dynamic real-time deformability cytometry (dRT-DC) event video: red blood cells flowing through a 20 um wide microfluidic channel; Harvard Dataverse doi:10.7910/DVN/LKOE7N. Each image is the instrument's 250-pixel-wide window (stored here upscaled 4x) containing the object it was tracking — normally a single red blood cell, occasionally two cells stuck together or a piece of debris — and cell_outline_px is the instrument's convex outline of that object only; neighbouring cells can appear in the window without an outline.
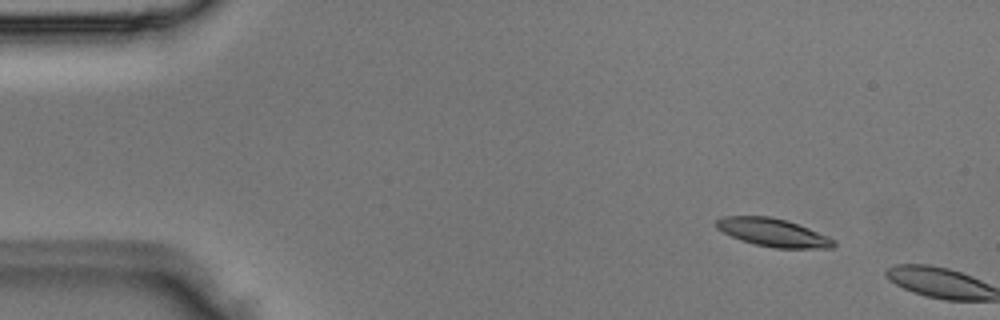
{"species": "Egyptian fruit bat (a non-hibernating species)", "species_latin": "Rousettus aegyptiacus", "temperature_condition": "room temperature", "stored_images_in_passage": 2, "camera_frame_rate_fps": 3000, "um_per_image_px": 0.085, "animal": {"sex": "male"}, "frame": {"image": 1, "passage_image": 1, "time_ms": 0.0, "image_size_px": [1000, 320], "cell_outline_px": [[836, 244], [832, 248], [776, 248], [756, 244], [740, 240], [716, 228], [716, 220], [724, 216], [768, 216], [788, 220], [828, 236], [836, 240]], "centroid_in_image_um": [65.73, 19.76], "position_along_channel_um": 19.3, "area_um2": 19.13}}